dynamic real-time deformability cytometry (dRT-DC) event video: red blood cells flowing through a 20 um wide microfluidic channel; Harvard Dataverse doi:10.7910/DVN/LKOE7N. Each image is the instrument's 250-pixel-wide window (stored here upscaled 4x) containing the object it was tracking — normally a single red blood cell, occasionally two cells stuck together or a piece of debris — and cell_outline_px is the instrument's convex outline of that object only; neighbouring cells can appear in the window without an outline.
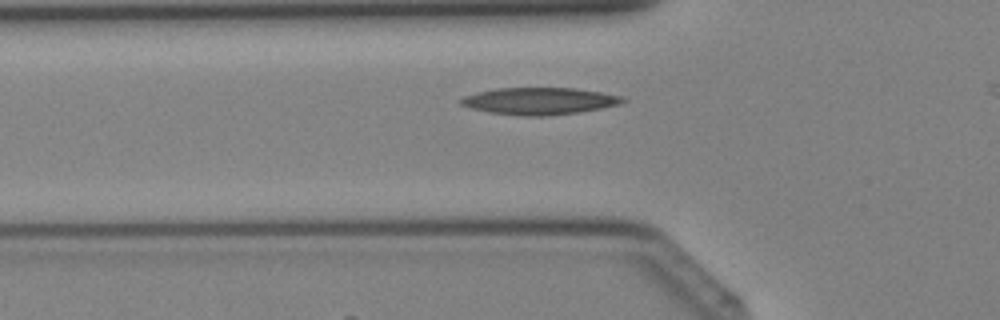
{"species": "Egyptian fruit bat (a non-hibernating species)", "species_latin": "Rousettus aegyptiacus", "temperature_condition": "cold", "stored_images_in_passage": 24, "camera_frame_rate_fps": 3000, "um_per_image_px": 0.085, "animal": {"sex": "female"}, "frame": {"image": 1, "passage_image": 2, "time_ms": 0.333, "image_size_px": [1000, 320], "cell_outline_px": [[628, 100], [620, 104], [580, 112], [548, 116], [520, 116], [488, 112], [472, 108], [460, 104], [456, 100], [464, 96], [476, 92], [496, 88], [576, 88], [624, 96]], "centroid_in_image_um": [45.84, 8.59], "position_along_channel_um": 80.0, "area_um2": 25.72}}
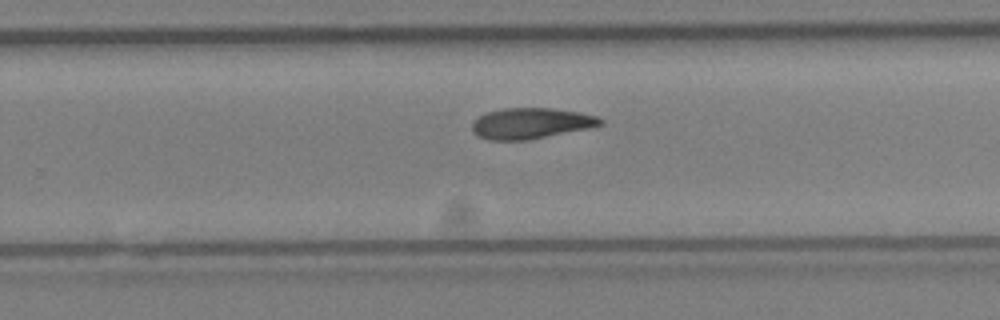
{"frame": {"image": 2, "passage_image": 14, "time_ms": 4.333, "image_size_px": [1000, 320], "cell_outline_px": [[604, 124], [588, 128], [528, 140], [488, 140], [472, 132], [472, 120], [476, 116], [484, 112], [504, 108], [552, 108], [576, 112], [596, 116], [604, 120]], "centroid_in_image_um": [45.06, 10.48], "position_along_channel_um": 284.7, "area_um2": 23.12}}
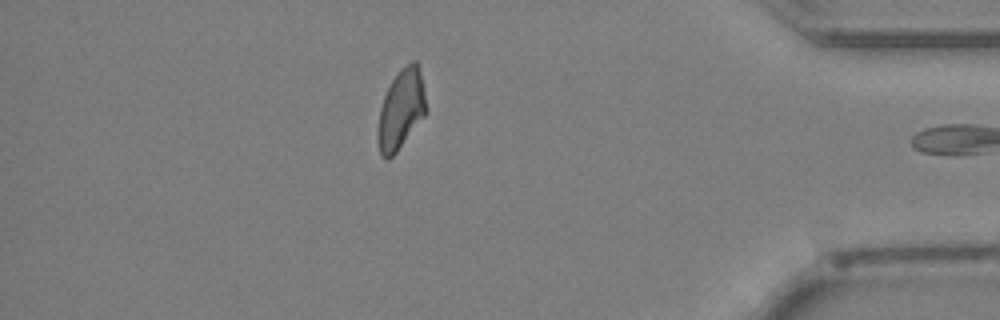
{"frame": {"image": 3, "passage_image": 23, "time_ms": 7.333, "image_size_px": [1000, 320], "cell_outline_px": [[428, 112], [396, 152], [388, 160], [384, 160], [380, 156], [376, 136], [376, 132], [380, 108], [384, 96], [392, 80], [400, 68], [404, 64], [412, 60], [416, 60], [420, 72]], "centroid_in_image_um": [34.07, 9.33], "position_along_channel_um": 401.1, "area_um2": 22.72}}